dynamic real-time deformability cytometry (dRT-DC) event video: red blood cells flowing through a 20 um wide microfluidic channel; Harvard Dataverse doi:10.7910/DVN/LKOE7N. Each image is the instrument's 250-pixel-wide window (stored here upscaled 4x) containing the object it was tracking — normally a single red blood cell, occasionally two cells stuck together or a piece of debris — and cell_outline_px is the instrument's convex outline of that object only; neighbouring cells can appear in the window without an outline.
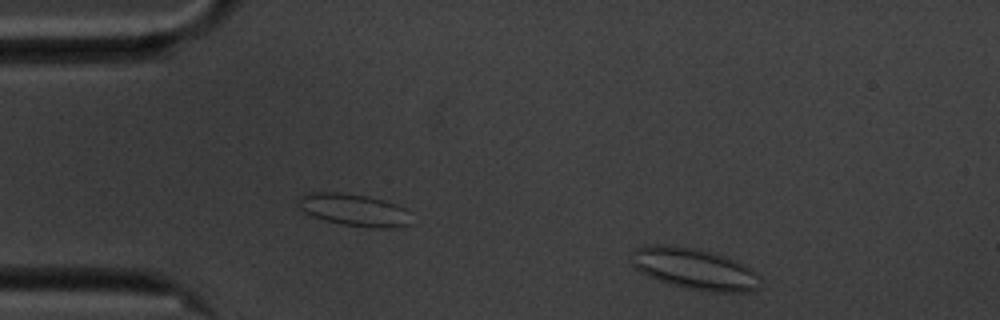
{"species": "common noctule bat (a hibernating species)", "species_latin": "Nyctalus noctula", "temperature_condition": "cold", "stored_images_in_passage": 44, "camera_frame_rate_fps": 3000, "um_per_image_px": 0.085, "animal": {"sex": "male", "body_mass_g": 20.1, "forearm_length_mm": 53.5}, "frame": {"image": 1, "passage_image": 2, "time_ms": 0.333, "image_size_px": [1000, 320], "cell_outline_px": [[760, 288], [752, 292], [712, 292], [688, 288], [668, 284], [648, 276], [640, 272], [632, 264], [632, 260], [636, 248], [644, 244], [668, 244], [700, 248], [736, 260], [752, 268], [760, 276]], "centroid_in_image_um": [59.07, 22.84], "position_along_channel_um": 25.9, "area_um2": 31.5}}
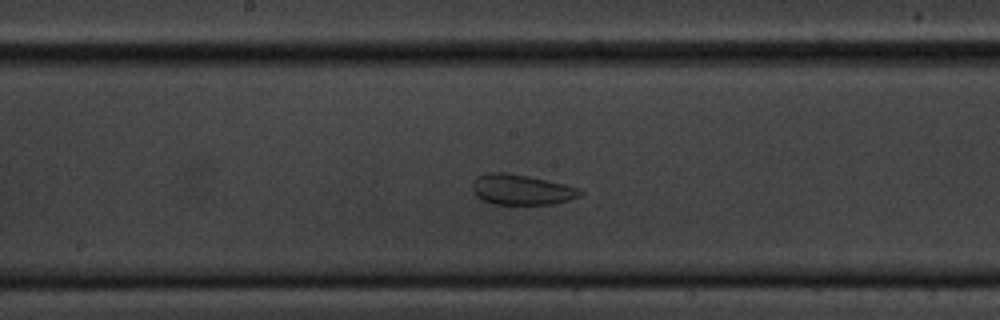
{"frame": {"image": 2, "passage_image": 23, "time_ms": 7.333, "image_size_px": [1000, 320], "cell_outline_px": [[584, 192], [580, 196], [568, 200], [552, 204], [492, 204], [480, 200], [472, 192], [472, 184], [476, 176], [488, 172], [504, 172], [528, 176], [564, 184], [576, 188]], "centroid_in_image_um": [44.25, 16.12], "position_along_channel_um": 203.9, "area_um2": 19.13}}
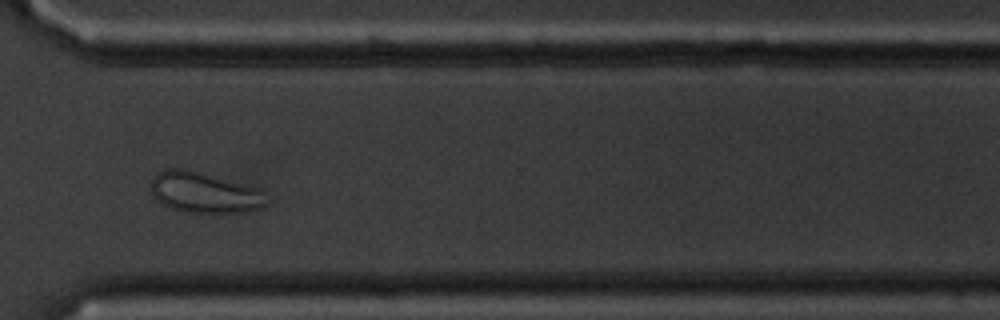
{"frame": {"image": 3, "passage_image": 36, "time_ms": 11.667, "image_size_px": [1000, 320], "cell_outline_px": [[268, 204], [260, 208], [244, 212], [188, 212], [172, 208], [164, 204], [152, 192], [152, 176], [164, 168], [188, 168], [256, 188], [260, 192]], "centroid_in_image_um": [17.33, 16.34], "position_along_channel_um": 353.3, "area_um2": 26.88}, "authors_computed_cell_mechanics": {"area_um2": 21.2704, "velocity_mm_per_s": 3.4526, "shape_relaxation_time_tau1_ms": 10.0159, "shape_relaxation_time_tau2_ms": 1.0277, "deformation_change_tau1": 0.1185, "deformation_change_tau2": 0.0575}}